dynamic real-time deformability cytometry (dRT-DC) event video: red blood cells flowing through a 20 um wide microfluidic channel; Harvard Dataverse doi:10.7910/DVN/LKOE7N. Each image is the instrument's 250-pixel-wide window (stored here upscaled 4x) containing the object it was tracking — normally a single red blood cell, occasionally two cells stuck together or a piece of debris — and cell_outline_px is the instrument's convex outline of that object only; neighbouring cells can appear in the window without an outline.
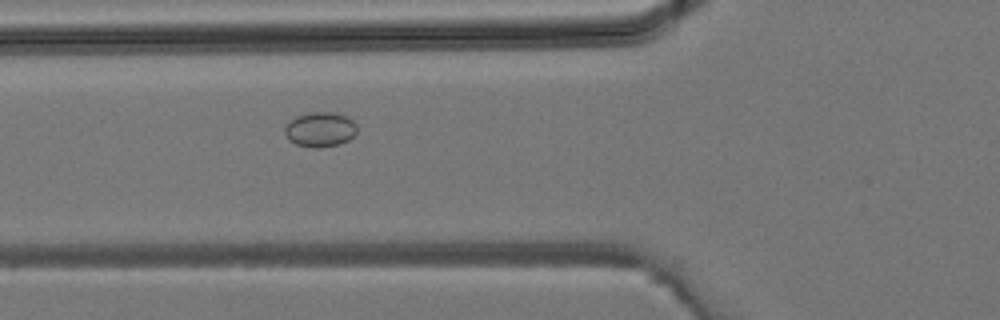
{"species": "common noctule bat (a hibernating species)", "species_latin": "Nyctalus noctula", "temperature_condition": "room temperature", "stored_images_in_passage": 27, "camera_frame_rate_fps": 3000, "um_per_image_px": 0.085, "animal": {"sex": "male", "body_mass_g": 19.2, "forearm_length_mm": 51.8}, "frame": {"image": 1, "passage_image": 4, "time_ms": 1.0, "image_size_px": [1000, 320], "cell_outline_px": [[356, 132], [348, 140], [340, 144], [320, 148], [316, 148], [296, 144], [288, 140], [284, 132], [284, 128], [296, 116], [312, 112], [332, 112], [344, 116], [352, 120], [356, 124]], "centroid_in_image_um": [27.2, 11.02], "position_along_channel_um": 98.6, "area_um2": 14.51}}
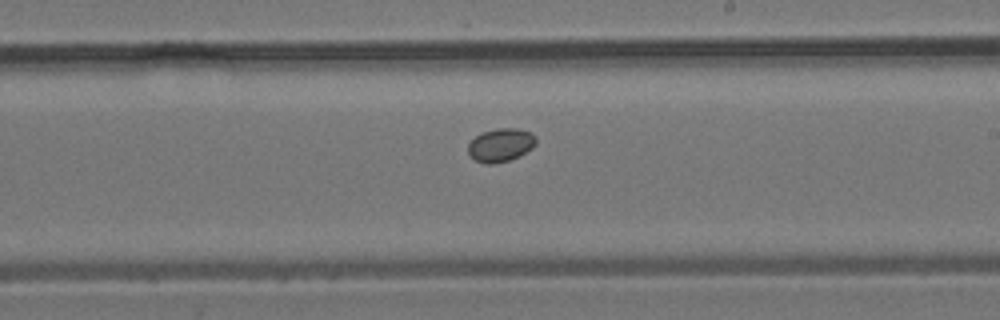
{"frame": {"image": 2, "passage_image": 12, "time_ms": 3.667, "image_size_px": [1000, 320], "cell_outline_px": [[536, 144], [532, 148], [520, 156], [508, 160], [492, 164], [488, 164], [476, 160], [468, 152], [468, 144], [480, 132], [496, 128], [516, 128], [532, 132], [536, 136]], "centroid_in_image_um": [42.59, 12.3], "position_along_channel_um": 246.4, "area_um2": 13.24}}
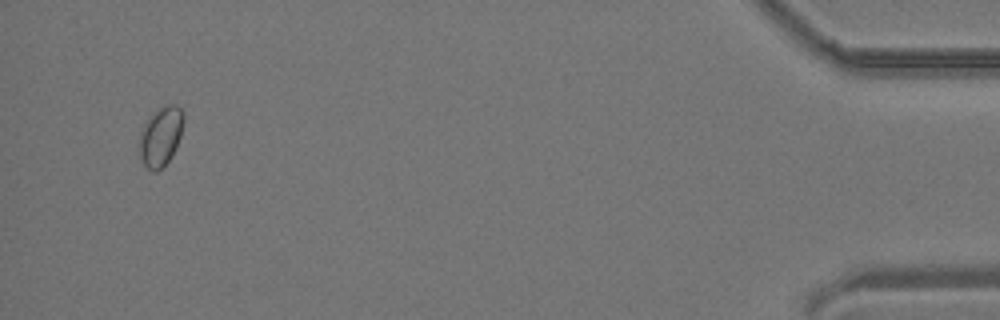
{"frame": {"image": 3, "passage_image": 26, "time_ms": 8.333, "image_size_px": [1000, 320], "cell_outline_px": [[184, 120], [180, 136], [176, 148], [172, 156], [156, 172], [152, 172], [144, 164], [140, 156], [140, 132], [144, 124], [160, 108], [168, 104], [176, 104], [184, 112]], "centroid_in_image_um": [13.69, 11.59], "position_along_channel_um": 421.5, "area_um2": 14.97}}